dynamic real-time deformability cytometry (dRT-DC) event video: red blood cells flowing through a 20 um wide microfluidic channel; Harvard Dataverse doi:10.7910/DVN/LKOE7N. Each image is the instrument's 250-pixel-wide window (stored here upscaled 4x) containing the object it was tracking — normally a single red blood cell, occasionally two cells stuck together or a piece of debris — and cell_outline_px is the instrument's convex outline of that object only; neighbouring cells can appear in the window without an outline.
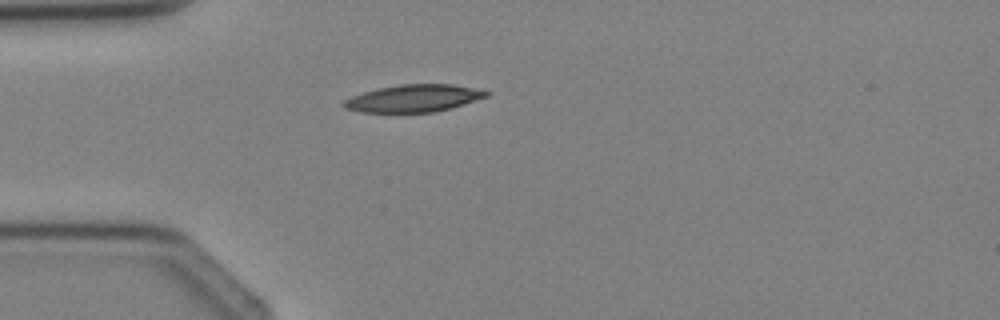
{"species": "Egyptian fruit bat (a non-hibernating species)", "species_latin": "Rousettus aegyptiacus", "temperature_condition": "cold", "stored_images_in_passage": 1, "camera_frame_rate_fps": 3000, "um_per_image_px": 0.085, "animal": {"sex": "female"}, "frame": {"image": 1, "passage_image": 1, "time_ms": 0.0, "image_size_px": [1000, 320], "cell_outline_px": [[492, 92], [488, 96], [452, 108], [432, 112], [360, 112], [344, 108], [340, 104], [344, 100], [352, 96], [364, 92], [380, 88], [400, 84], [452, 84]], "centroid_in_image_um": [35.15, 8.36], "position_along_channel_um": 49.9, "area_um2": 22.6}}